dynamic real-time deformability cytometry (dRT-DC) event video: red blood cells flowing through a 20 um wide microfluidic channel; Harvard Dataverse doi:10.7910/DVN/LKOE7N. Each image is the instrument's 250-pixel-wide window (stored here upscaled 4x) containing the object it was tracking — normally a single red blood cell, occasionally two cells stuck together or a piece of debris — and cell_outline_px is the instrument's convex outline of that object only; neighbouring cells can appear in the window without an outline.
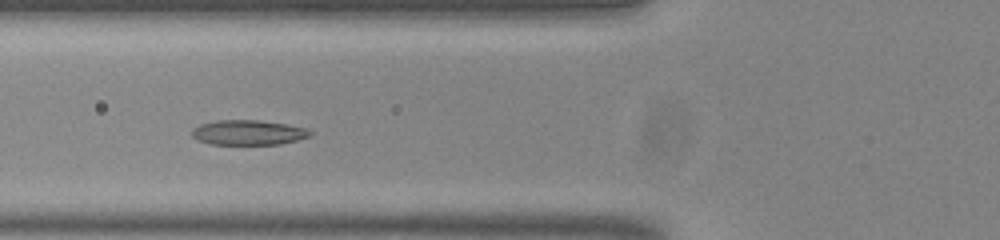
{"species": "common noctule bat (a hibernating species)", "species_latin": "Nyctalus noctula", "temperature_condition": "room temperature", "stored_images_in_passage": 38, "camera_frame_rate_fps": 3000, "um_per_image_px": 0.085, "animal": {"sex": "male", "body_mass_g": 20.0, "forearm_length_mm": 53.3}, "frame": {"image": 1, "passage_image": 5, "time_ms": 1.333, "image_size_px": [1000, 240], "cell_outline_px": [[312, 132], [308, 136], [296, 140], [280, 144], [212, 144], [196, 140], [192, 136], [192, 128], [200, 124], [216, 120], [260, 120], [284, 124], [304, 128]], "centroid_in_image_um": [21.03, 11.26], "position_along_channel_um": 104.8, "area_um2": 16.99}}
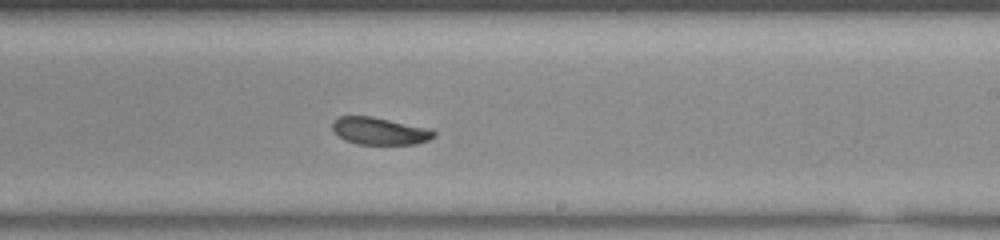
{"frame": {"image": 2, "passage_image": 17, "time_ms": 5.333, "image_size_px": [1000, 240], "cell_outline_px": [[436, 136], [428, 140], [416, 144], [356, 144], [344, 140], [332, 128], [332, 120], [340, 116], [372, 116], [432, 128], [436, 132]], "centroid_in_image_um": [32.31, 11.13], "position_along_channel_um": 256.7, "area_um2": 16.36}}
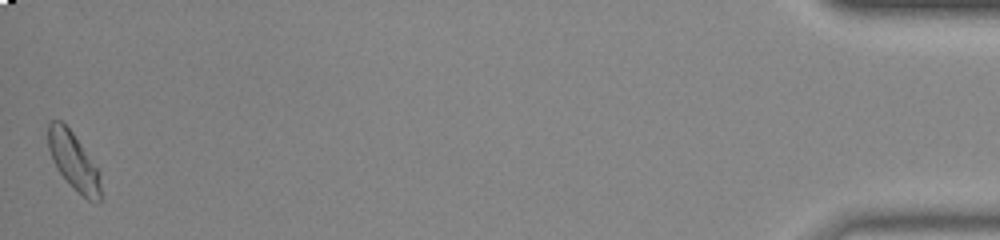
{"frame": {"image": 3, "passage_image": 38, "time_ms": 12.333, "image_size_px": [1000, 240], "cell_outline_px": [[100, 200], [88, 200], [56, 168], [52, 160], [48, 148], [48, 124], [52, 120], [60, 120], [72, 132], [100, 172]], "centroid_in_image_um": [6.23, 13.65], "position_along_channel_um": 429.0, "area_um2": 16.94}}